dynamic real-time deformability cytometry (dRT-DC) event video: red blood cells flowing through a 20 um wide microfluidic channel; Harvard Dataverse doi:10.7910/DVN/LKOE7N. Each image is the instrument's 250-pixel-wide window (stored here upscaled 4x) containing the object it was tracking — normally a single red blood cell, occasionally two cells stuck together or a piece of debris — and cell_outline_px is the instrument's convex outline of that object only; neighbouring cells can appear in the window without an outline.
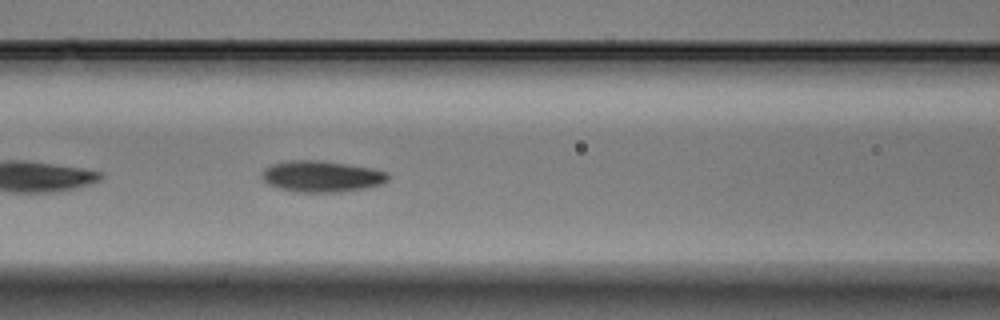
{"species": "Egyptian fruit bat (a non-hibernating species)", "species_latin": "Rousettus aegyptiacus", "temperature_condition": "warm", "stored_images_in_passage": 25, "camera_frame_rate_fps": 3000, "um_per_image_px": 0.085, "animal": {"sex": "male"}, "frame": {"image": 1, "passage_image": 8, "time_ms": 2.333, "image_size_px": [1000, 320], "cell_outline_px": [[388, 180], [380, 184], [368, 188], [336, 192], [296, 192], [280, 188], [268, 184], [260, 176], [260, 172], [268, 164], [288, 160], [320, 160], [348, 164], [372, 168], [388, 172]], "centroid_in_image_um": [27.29, 14.98], "position_along_channel_um": 139.3, "area_um2": 23.24}}